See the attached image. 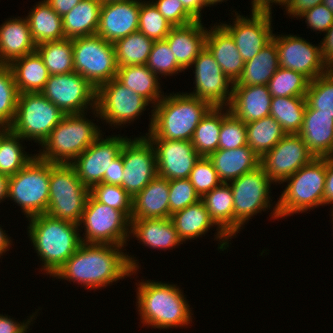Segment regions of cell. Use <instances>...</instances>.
<instances>
[{
    "label": "cell",
    "instance_id": "ba28073f",
    "mask_svg": "<svg viewBox=\"0 0 333 333\" xmlns=\"http://www.w3.org/2000/svg\"><path fill=\"white\" fill-rule=\"evenodd\" d=\"M49 202L46 214L80 223L90 189L77 177L71 164L50 162Z\"/></svg>",
    "mask_w": 333,
    "mask_h": 333
},
{
    "label": "cell",
    "instance_id": "8d00e7d4",
    "mask_svg": "<svg viewBox=\"0 0 333 333\" xmlns=\"http://www.w3.org/2000/svg\"><path fill=\"white\" fill-rule=\"evenodd\" d=\"M170 219L183 243L203 237L214 225L217 226L202 200L174 213Z\"/></svg>",
    "mask_w": 333,
    "mask_h": 333
},
{
    "label": "cell",
    "instance_id": "52a82bcc",
    "mask_svg": "<svg viewBox=\"0 0 333 333\" xmlns=\"http://www.w3.org/2000/svg\"><path fill=\"white\" fill-rule=\"evenodd\" d=\"M229 184L234 198V237L244 229V225L252 219L251 217L262 211L266 212V209H272L270 213L272 219H279L277 203L273 206L272 202L271 205L273 201L270 196L271 185L274 183L261 165Z\"/></svg>",
    "mask_w": 333,
    "mask_h": 333
},
{
    "label": "cell",
    "instance_id": "5bb4252c",
    "mask_svg": "<svg viewBox=\"0 0 333 333\" xmlns=\"http://www.w3.org/2000/svg\"><path fill=\"white\" fill-rule=\"evenodd\" d=\"M41 93L65 115L96 108V89L77 72L49 75Z\"/></svg>",
    "mask_w": 333,
    "mask_h": 333
},
{
    "label": "cell",
    "instance_id": "db71d44e",
    "mask_svg": "<svg viewBox=\"0 0 333 333\" xmlns=\"http://www.w3.org/2000/svg\"><path fill=\"white\" fill-rule=\"evenodd\" d=\"M151 2L173 27L185 26L196 21L179 0H152Z\"/></svg>",
    "mask_w": 333,
    "mask_h": 333
},
{
    "label": "cell",
    "instance_id": "7a4b0ae2",
    "mask_svg": "<svg viewBox=\"0 0 333 333\" xmlns=\"http://www.w3.org/2000/svg\"><path fill=\"white\" fill-rule=\"evenodd\" d=\"M136 287L135 306L143 326L164 330L192 324L189 301L177 284L144 279Z\"/></svg>",
    "mask_w": 333,
    "mask_h": 333
},
{
    "label": "cell",
    "instance_id": "003e7915",
    "mask_svg": "<svg viewBox=\"0 0 333 333\" xmlns=\"http://www.w3.org/2000/svg\"><path fill=\"white\" fill-rule=\"evenodd\" d=\"M8 176L0 174V204L7 199Z\"/></svg>",
    "mask_w": 333,
    "mask_h": 333
},
{
    "label": "cell",
    "instance_id": "4316f807",
    "mask_svg": "<svg viewBox=\"0 0 333 333\" xmlns=\"http://www.w3.org/2000/svg\"><path fill=\"white\" fill-rule=\"evenodd\" d=\"M36 46L26 17H10L0 25V64L9 65L34 52Z\"/></svg>",
    "mask_w": 333,
    "mask_h": 333
},
{
    "label": "cell",
    "instance_id": "f1b7e54d",
    "mask_svg": "<svg viewBox=\"0 0 333 333\" xmlns=\"http://www.w3.org/2000/svg\"><path fill=\"white\" fill-rule=\"evenodd\" d=\"M272 96L267 85L233 86L230 111L243 122L270 115Z\"/></svg>",
    "mask_w": 333,
    "mask_h": 333
},
{
    "label": "cell",
    "instance_id": "680465c9",
    "mask_svg": "<svg viewBox=\"0 0 333 333\" xmlns=\"http://www.w3.org/2000/svg\"><path fill=\"white\" fill-rule=\"evenodd\" d=\"M123 171H124V164L122 161V156L119 155L111 163V166L108 170V174H104L102 182L121 186L123 181Z\"/></svg>",
    "mask_w": 333,
    "mask_h": 333
},
{
    "label": "cell",
    "instance_id": "44dd1931",
    "mask_svg": "<svg viewBox=\"0 0 333 333\" xmlns=\"http://www.w3.org/2000/svg\"><path fill=\"white\" fill-rule=\"evenodd\" d=\"M154 147L157 175L167 180L188 179L201 157L191 141L146 137Z\"/></svg>",
    "mask_w": 333,
    "mask_h": 333
},
{
    "label": "cell",
    "instance_id": "1f68e13d",
    "mask_svg": "<svg viewBox=\"0 0 333 333\" xmlns=\"http://www.w3.org/2000/svg\"><path fill=\"white\" fill-rule=\"evenodd\" d=\"M19 94L41 92L49 78V72L35 50L9 64Z\"/></svg>",
    "mask_w": 333,
    "mask_h": 333
},
{
    "label": "cell",
    "instance_id": "d6986e66",
    "mask_svg": "<svg viewBox=\"0 0 333 333\" xmlns=\"http://www.w3.org/2000/svg\"><path fill=\"white\" fill-rule=\"evenodd\" d=\"M234 12V13H232ZM233 22L219 23L234 39L238 52L246 62L254 58L273 37L272 14L251 12V17L232 11Z\"/></svg>",
    "mask_w": 333,
    "mask_h": 333
},
{
    "label": "cell",
    "instance_id": "ac0fdd59",
    "mask_svg": "<svg viewBox=\"0 0 333 333\" xmlns=\"http://www.w3.org/2000/svg\"><path fill=\"white\" fill-rule=\"evenodd\" d=\"M102 134L71 165L77 177L87 188L101 183L104 174H108L111 163L120 155L124 143L129 139L120 134L105 136Z\"/></svg>",
    "mask_w": 333,
    "mask_h": 333
},
{
    "label": "cell",
    "instance_id": "f907efd6",
    "mask_svg": "<svg viewBox=\"0 0 333 333\" xmlns=\"http://www.w3.org/2000/svg\"><path fill=\"white\" fill-rule=\"evenodd\" d=\"M247 145L246 123L231 111L223 118L218 149H235Z\"/></svg>",
    "mask_w": 333,
    "mask_h": 333
},
{
    "label": "cell",
    "instance_id": "e7e4bbea",
    "mask_svg": "<svg viewBox=\"0 0 333 333\" xmlns=\"http://www.w3.org/2000/svg\"><path fill=\"white\" fill-rule=\"evenodd\" d=\"M184 9L196 20L202 21V9H204V0H179Z\"/></svg>",
    "mask_w": 333,
    "mask_h": 333
},
{
    "label": "cell",
    "instance_id": "3957f363",
    "mask_svg": "<svg viewBox=\"0 0 333 333\" xmlns=\"http://www.w3.org/2000/svg\"><path fill=\"white\" fill-rule=\"evenodd\" d=\"M28 221V238L42 261L40 271L52 277L82 244L79 225L47 214Z\"/></svg>",
    "mask_w": 333,
    "mask_h": 333
},
{
    "label": "cell",
    "instance_id": "a7ac6f4b",
    "mask_svg": "<svg viewBox=\"0 0 333 333\" xmlns=\"http://www.w3.org/2000/svg\"><path fill=\"white\" fill-rule=\"evenodd\" d=\"M11 132V128L9 126H0V146L3 142V139Z\"/></svg>",
    "mask_w": 333,
    "mask_h": 333
},
{
    "label": "cell",
    "instance_id": "f35d334b",
    "mask_svg": "<svg viewBox=\"0 0 333 333\" xmlns=\"http://www.w3.org/2000/svg\"><path fill=\"white\" fill-rule=\"evenodd\" d=\"M247 145L262 158L285 135L280 123L271 115L246 123Z\"/></svg>",
    "mask_w": 333,
    "mask_h": 333
},
{
    "label": "cell",
    "instance_id": "94428289",
    "mask_svg": "<svg viewBox=\"0 0 333 333\" xmlns=\"http://www.w3.org/2000/svg\"><path fill=\"white\" fill-rule=\"evenodd\" d=\"M322 38L321 49L325 62L331 68L333 66V25L327 30Z\"/></svg>",
    "mask_w": 333,
    "mask_h": 333
},
{
    "label": "cell",
    "instance_id": "91938a15",
    "mask_svg": "<svg viewBox=\"0 0 333 333\" xmlns=\"http://www.w3.org/2000/svg\"><path fill=\"white\" fill-rule=\"evenodd\" d=\"M329 204H333V155L326 156V178L323 192V206H329Z\"/></svg>",
    "mask_w": 333,
    "mask_h": 333
},
{
    "label": "cell",
    "instance_id": "753ad0ef",
    "mask_svg": "<svg viewBox=\"0 0 333 333\" xmlns=\"http://www.w3.org/2000/svg\"><path fill=\"white\" fill-rule=\"evenodd\" d=\"M331 209H332V210H331V212H330V213H331V215H330V216H332V217H333V206H332V208H331ZM331 219H332L331 221L333 222V218H331ZM332 224H333V223H332Z\"/></svg>",
    "mask_w": 333,
    "mask_h": 333
},
{
    "label": "cell",
    "instance_id": "f5cc1de1",
    "mask_svg": "<svg viewBox=\"0 0 333 333\" xmlns=\"http://www.w3.org/2000/svg\"><path fill=\"white\" fill-rule=\"evenodd\" d=\"M199 200L201 198L189 179L169 180V207L171 215Z\"/></svg>",
    "mask_w": 333,
    "mask_h": 333
},
{
    "label": "cell",
    "instance_id": "bcb514c9",
    "mask_svg": "<svg viewBox=\"0 0 333 333\" xmlns=\"http://www.w3.org/2000/svg\"><path fill=\"white\" fill-rule=\"evenodd\" d=\"M18 90L9 65L0 64V126H11L14 121Z\"/></svg>",
    "mask_w": 333,
    "mask_h": 333
},
{
    "label": "cell",
    "instance_id": "ab89813d",
    "mask_svg": "<svg viewBox=\"0 0 333 333\" xmlns=\"http://www.w3.org/2000/svg\"><path fill=\"white\" fill-rule=\"evenodd\" d=\"M49 75L74 72L73 40L64 38L36 46Z\"/></svg>",
    "mask_w": 333,
    "mask_h": 333
},
{
    "label": "cell",
    "instance_id": "e575fe53",
    "mask_svg": "<svg viewBox=\"0 0 333 333\" xmlns=\"http://www.w3.org/2000/svg\"><path fill=\"white\" fill-rule=\"evenodd\" d=\"M116 78L129 89L145 98L154 107L164 96L160 78L147 65L118 67ZM163 91V92H162ZM163 93V94H162Z\"/></svg>",
    "mask_w": 333,
    "mask_h": 333
},
{
    "label": "cell",
    "instance_id": "6125c7cd",
    "mask_svg": "<svg viewBox=\"0 0 333 333\" xmlns=\"http://www.w3.org/2000/svg\"><path fill=\"white\" fill-rule=\"evenodd\" d=\"M289 0H252L251 12L272 13V5L277 4L285 7Z\"/></svg>",
    "mask_w": 333,
    "mask_h": 333
},
{
    "label": "cell",
    "instance_id": "7c38bea8",
    "mask_svg": "<svg viewBox=\"0 0 333 333\" xmlns=\"http://www.w3.org/2000/svg\"><path fill=\"white\" fill-rule=\"evenodd\" d=\"M72 40L75 72L87 79L95 89L117 76L118 66L112 42L97 34Z\"/></svg>",
    "mask_w": 333,
    "mask_h": 333
},
{
    "label": "cell",
    "instance_id": "89a4df30",
    "mask_svg": "<svg viewBox=\"0 0 333 333\" xmlns=\"http://www.w3.org/2000/svg\"><path fill=\"white\" fill-rule=\"evenodd\" d=\"M224 1L225 0H204V6H205V8L211 7V6L217 5L218 3L221 4ZM226 1H228V0H226Z\"/></svg>",
    "mask_w": 333,
    "mask_h": 333
},
{
    "label": "cell",
    "instance_id": "681fc988",
    "mask_svg": "<svg viewBox=\"0 0 333 333\" xmlns=\"http://www.w3.org/2000/svg\"><path fill=\"white\" fill-rule=\"evenodd\" d=\"M90 194L98 202L122 211L131 220L132 197L121 186L101 182L90 189Z\"/></svg>",
    "mask_w": 333,
    "mask_h": 333
},
{
    "label": "cell",
    "instance_id": "4fadbf2b",
    "mask_svg": "<svg viewBox=\"0 0 333 333\" xmlns=\"http://www.w3.org/2000/svg\"><path fill=\"white\" fill-rule=\"evenodd\" d=\"M150 105L115 77L96 89V108L91 112L105 124L119 128L136 121Z\"/></svg>",
    "mask_w": 333,
    "mask_h": 333
},
{
    "label": "cell",
    "instance_id": "f546056e",
    "mask_svg": "<svg viewBox=\"0 0 333 333\" xmlns=\"http://www.w3.org/2000/svg\"><path fill=\"white\" fill-rule=\"evenodd\" d=\"M298 134L315 157L333 155L332 115L317 113V109L306 108L302 128Z\"/></svg>",
    "mask_w": 333,
    "mask_h": 333
},
{
    "label": "cell",
    "instance_id": "2e32d148",
    "mask_svg": "<svg viewBox=\"0 0 333 333\" xmlns=\"http://www.w3.org/2000/svg\"><path fill=\"white\" fill-rule=\"evenodd\" d=\"M120 155L124 164L121 187L133 198L157 176L155 150L143 135L130 137Z\"/></svg>",
    "mask_w": 333,
    "mask_h": 333
},
{
    "label": "cell",
    "instance_id": "9c48e42d",
    "mask_svg": "<svg viewBox=\"0 0 333 333\" xmlns=\"http://www.w3.org/2000/svg\"><path fill=\"white\" fill-rule=\"evenodd\" d=\"M50 162L34 157L8 178L7 199L20 206L25 218L46 214L49 202Z\"/></svg>",
    "mask_w": 333,
    "mask_h": 333
},
{
    "label": "cell",
    "instance_id": "ffe728a7",
    "mask_svg": "<svg viewBox=\"0 0 333 333\" xmlns=\"http://www.w3.org/2000/svg\"><path fill=\"white\" fill-rule=\"evenodd\" d=\"M314 157L299 134H286L261 158L260 165L274 185H281Z\"/></svg>",
    "mask_w": 333,
    "mask_h": 333
},
{
    "label": "cell",
    "instance_id": "9f6ffc18",
    "mask_svg": "<svg viewBox=\"0 0 333 333\" xmlns=\"http://www.w3.org/2000/svg\"><path fill=\"white\" fill-rule=\"evenodd\" d=\"M32 313L27 321L18 322L13 317L11 318L8 314H0V333H27L30 329V325L33 324V321L36 320L35 317L37 313ZM28 329V331H27Z\"/></svg>",
    "mask_w": 333,
    "mask_h": 333
},
{
    "label": "cell",
    "instance_id": "d4e9b609",
    "mask_svg": "<svg viewBox=\"0 0 333 333\" xmlns=\"http://www.w3.org/2000/svg\"><path fill=\"white\" fill-rule=\"evenodd\" d=\"M210 27L207 29L205 47L224 74L235 83L242 74L245 61L238 52L232 36L219 23L216 22Z\"/></svg>",
    "mask_w": 333,
    "mask_h": 333
},
{
    "label": "cell",
    "instance_id": "f6af8a7d",
    "mask_svg": "<svg viewBox=\"0 0 333 333\" xmlns=\"http://www.w3.org/2000/svg\"><path fill=\"white\" fill-rule=\"evenodd\" d=\"M305 99L306 108L317 109V113H325L333 117V71L331 69L309 82Z\"/></svg>",
    "mask_w": 333,
    "mask_h": 333
},
{
    "label": "cell",
    "instance_id": "7402d4cb",
    "mask_svg": "<svg viewBox=\"0 0 333 333\" xmlns=\"http://www.w3.org/2000/svg\"><path fill=\"white\" fill-rule=\"evenodd\" d=\"M141 0H126L102 4L97 35L108 42L138 31Z\"/></svg>",
    "mask_w": 333,
    "mask_h": 333
},
{
    "label": "cell",
    "instance_id": "30bf717a",
    "mask_svg": "<svg viewBox=\"0 0 333 333\" xmlns=\"http://www.w3.org/2000/svg\"><path fill=\"white\" fill-rule=\"evenodd\" d=\"M65 114L41 92L18 95L16 114L10 128L23 140L41 145Z\"/></svg>",
    "mask_w": 333,
    "mask_h": 333
},
{
    "label": "cell",
    "instance_id": "60d3db41",
    "mask_svg": "<svg viewBox=\"0 0 333 333\" xmlns=\"http://www.w3.org/2000/svg\"><path fill=\"white\" fill-rule=\"evenodd\" d=\"M154 42L140 31L116 40L113 45L117 66L146 65Z\"/></svg>",
    "mask_w": 333,
    "mask_h": 333
},
{
    "label": "cell",
    "instance_id": "8c879c8a",
    "mask_svg": "<svg viewBox=\"0 0 333 333\" xmlns=\"http://www.w3.org/2000/svg\"><path fill=\"white\" fill-rule=\"evenodd\" d=\"M102 4L108 3V2H117V1H126V0H99Z\"/></svg>",
    "mask_w": 333,
    "mask_h": 333
},
{
    "label": "cell",
    "instance_id": "e0dca14e",
    "mask_svg": "<svg viewBox=\"0 0 333 333\" xmlns=\"http://www.w3.org/2000/svg\"><path fill=\"white\" fill-rule=\"evenodd\" d=\"M192 67L195 87L193 92L187 94L207 101L212 107H229L234 83L224 74L206 47L193 61Z\"/></svg>",
    "mask_w": 333,
    "mask_h": 333
},
{
    "label": "cell",
    "instance_id": "2644e50d",
    "mask_svg": "<svg viewBox=\"0 0 333 333\" xmlns=\"http://www.w3.org/2000/svg\"><path fill=\"white\" fill-rule=\"evenodd\" d=\"M323 4L333 13V0H323Z\"/></svg>",
    "mask_w": 333,
    "mask_h": 333
},
{
    "label": "cell",
    "instance_id": "ee69618b",
    "mask_svg": "<svg viewBox=\"0 0 333 333\" xmlns=\"http://www.w3.org/2000/svg\"><path fill=\"white\" fill-rule=\"evenodd\" d=\"M309 82L302 73L279 67L267 86L272 97H305Z\"/></svg>",
    "mask_w": 333,
    "mask_h": 333
},
{
    "label": "cell",
    "instance_id": "d6a6232c",
    "mask_svg": "<svg viewBox=\"0 0 333 333\" xmlns=\"http://www.w3.org/2000/svg\"><path fill=\"white\" fill-rule=\"evenodd\" d=\"M102 3L82 0L69 13L62 16L65 38L74 39L97 33Z\"/></svg>",
    "mask_w": 333,
    "mask_h": 333
},
{
    "label": "cell",
    "instance_id": "c3c4849f",
    "mask_svg": "<svg viewBox=\"0 0 333 333\" xmlns=\"http://www.w3.org/2000/svg\"><path fill=\"white\" fill-rule=\"evenodd\" d=\"M146 65L160 79L162 76L166 78V76H173L182 71L184 72L177 64L176 57L166 40L154 42Z\"/></svg>",
    "mask_w": 333,
    "mask_h": 333
},
{
    "label": "cell",
    "instance_id": "4dcf8cb0",
    "mask_svg": "<svg viewBox=\"0 0 333 333\" xmlns=\"http://www.w3.org/2000/svg\"><path fill=\"white\" fill-rule=\"evenodd\" d=\"M222 183H229L260 166L261 158L248 146L218 149L208 156Z\"/></svg>",
    "mask_w": 333,
    "mask_h": 333
},
{
    "label": "cell",
    "instance_id": "9a60e30c",
    "mask_svg": "<svg viewBox=\"0 0 333 333\" xmlns=\"http://www.w3.org/2000/svg\"><path fill=\"white\" fill-rule=\"evenodd\" d=\"M297 35L273 34L279 67L302 73L310 81L327 73L330 67L323 59L321 43L316 46Z\"/></svg>",
    "mask_w": 333,
    "mask_h": 333
},
{
    "label": "cell",
    "instance_id": "cb8c5ba5",
    "mask_svg": "<svg viewBox=\"0 0 333 333\" xmlns=\"http://www.w3.org/2000/svg\"><path fill=\"white\" fill-rule=\"evenodd\" d=\"M207 29L202 21L170 29L165 38L174 53L177 64L185 71L191 68L193 61L205 48Z\"/></svg>",
    "mask_w": 333,
    "mask_h": 333
},
{
    "label": "cell",
    "instance_id": "836d02e7",
    "mask_svg": "<svg viewBox=\"0 0 333 333\" xmlns=\"http://www.w3.org/2000/svg\"><path fill=\"white\" fill-rule=\"evenodd\" d=\"M26 16L36 45L65 38L62 17L45 1H38Z\"/></svg>",
    "mask_w": 333,
    "mask_h": 333
},
{
    "label": "cell",
    "instance_id": "603a6c76",
    "mask_svg": "<svg viewBox=\"0 0 333 333\" xmlns=\"http://www.w3.org/2000/svg\"><path fill=\"white\" fill-rule=\"evenodd\" d=\"M201 200L209 212L210 218L217 225L214 240L219 241L218 251L227 250L231 238H234V198L230 184L221 183L205 194Z\"/></svg>",
    "mask_w": 333,
    "mask_h": 333
},
{
    "label": "cell",
    "instance_id": "03108f58",
    "mask_svg": "<svg viewBox=\"0 0 333 333\" xmlns=\"http://www.w3.org/2000/svg\"><path fill=\"white\" fill-rule=\"evenodd\" d=\"M1 225V224H0ZM0 226V257L3 256L11 248L12 239L9 237L3 228Z\"/></svg>",
    "mask_w": 333,
    "mask_h": 333
},
{
    "label": "cell",
    "instance_id": "b9f144b4",
    "mask_svg": "<svg viewBox=\"0 0 333 333\" xmlns=\"http://www.w3.org/2000/svg\"><path fill=\"white\" fill-rule=\"evenodd\" d=\"M305 109V97H272L270 115L280 123L286 134H298Z\"/></svg>",
    "mask_w": 333,
    "mask_h": 333
},
{
    "label": "cell",
    "instance_id": "74e56055",
    "mask_svg": "<svg viewBox=\"0 0 333 333\" xmlns=\"http://www.w3.org/2000/svg\"><path fill=\"white\" fill-rule=\"evenodd\" d=\"M229 112V107H212L197 125L191 143L201 157L218 150L222 120Z\"/></svg>",
    "mask_w": 333,
    "mask_h": 333
},
{
    "label": "cell",
    "instance_id": "6f0895ef",
    "mask_svg": "<svg viewBox=\"0 0 333 333\" xmlns=\"http://www.w3.org/2000/svg\"><path fill=\"white\" fill-rule=\"evenodd\" d=\"M320 4L323 0H289L284 9L289 17L298 19L305 11Z\"/></svg>",
    "mask_w": 333,
    "mask_h": 333
},
{
    "label": "cell",
    "instance_id": "7dc6e473",
    "mask_svg": "<svg viewBox=\"0 0 333 333\" xmlns=\"http://www.w3.org/2000/svg\"><path fill=\"white\" fill-rule=\"evenodd\" d=\"M172 27L151 0H141L138 31L154 41H159L165 40Z\"/></svg>",
    "mask_w": 333,
    "mask_h": 333
},
{
    "label": "cell",
    "instance_id": "816d5d0a",
    "mask_svg": "<svg viewBox=\"0 0 333 333\" xmlns=\"http://www.w3.org/2000/svg\"><path fill=\"white\" fill-rule=\"evenodd\" d=\"M188 179L200 198L222 183L208 157L199 158Z\"/></svg>",
    "mask_w": 333,
    "mask_h": 333
},
{
    "label": "cell",
    "instance_id": "d590c367",
    "mask_svg": "<svg viewBox=\"0 0 333 333\" xmlns=\"http://www.w3.org/2000/svg\"><path fill=\"white\" fill-rule=\"evenodd\" d=\"M278 68L276 42L272 39L254 58L245 62L242 74L233 86L267 85Z\"/></svg>",
    "mask_w": 333,
    "mask_h": 333
},
{
    "label": "cell",
    "instance_id": "83f0119b",
    "mask_svg": "<svg viewBox=\"0 0 333 333\" xmlns=\"http://www.w3.org/2000/svg\"><path fill=\"white\" fill-rule=\"evenodd\" d=\"M130 236L145 247L161 251L183 244L170 218L131 220Z\"/></svg>",
    "mask_w": 333,
    "mask_h": 333
},
{
    "label": "cell",
    "instance_id": "5b68a950",
    "mask_svg": "<svg viewBox=\"0 0 333 333\" xmlns=\"http://www.w3.org/2000/svg\"><path fill=\"white\" fill-rule=\"evenodd\" d=\"M86 115L87 112L65 115L40 145L43 149L36 156L51 163L71 164L102 134L101 127Z\"/></svg>",
    "mask_w": 333,
    "mask_h": 333
},
{
    "label": "cell",
    "instance_id": "484cf974",
    "mask_svg": "<svg viewBox=\"0 0 333 333\" xmlns=\"http://www.w3.org/2000/svg\"><path fill=\"white\" fill-rule=\"evenodd\" d=\"M170 217L169 180L157 175L132 198L131 220Z\"/></svg>",
    "mask_w": 333,
    "mask_h": 333
},
{
    "label": "cell",
    "instance_id": "277c9868",
    "mask_svg": "<svg viewBox=\"0 0 333 333\" xmlns=\"http://www.w3.org/2000/svg\"><path fill=\"white\" fill-rule=\"evenodd\" d=\"M212 106L204 100L176 92L164 95L151 110L145 137L191 141L194 130Z\"/></svg>",
    "mask_w": 333,
    "mask_h": 333
},
{
    "label": "cell",
    "instance_id": "6da1fadb",
    "mask_svg": "<svg viewBox=\"0 0 333 333\" xmlns=\"http://www.w3.org/2000/svg\"><path fill=\"white\" fill-rule=\"evenodd\" d=\"M123 248L112 244L82 242L52 277L81 284L86 290L106 288L118 280L138 274L139 261L129 256Z\"/></svg>",
    "mask_w": 333,
    "mask_h": 333
},
{
    "label": "cell",
    "instance_id": "8992f818",
    "mask_svg": "<svg viewBox=\"0 0 333 333\" xmlns=\"http://www.w3.org/2000/svg\"><path fill=\"white\" fill-rule=\"evenodd\" d=\"M325 178L326 156L314 157L287 178L283 182L287 183L285 189L277 201L279 219L323 206Z\"/></svg>",
    "mask_w": 333,
    "mask_h": 333
},
{
    "label": "cell",
    "instance_id": "11a10c76",
    "mask_svg": "<svg viewBox=\"0 0 333 333\" xmlns=\"http://www.w3.org/2000/svg\"><path fill=\"white\" fill-rule=\"evenodd\" d=\"M299 17L304 18L307 28L316 33L325 34L333 25V13L324 4L310 8Z\"/></svg>",
    "mask_w": 333,
    "mask_h": 333
},
{
    "label": "cell",
    "instance_id": "7bdbcfd3",
    "mask_svg": "<svg viewBox=\"0 0 333 333\" xmlns=\"http://www.w3.org/2000/svg\"><path fill=\"white\" fill-rule=\"evenodd\" d=\"M23 141L12 131L3 139L0 146V174L10 177L34 159L35 154H27L24 150Z\"/></svg>",
    "mask_w": 333,
    "mask_h": 333
},
{
    "label": "cell",
    "instance_id": "8fae6325",
    "mask_svg": "<svg viewBox=\"0 0 333 333\" xmlns=\"http://www.w3.org/2000/svg\"><path fill=\"white\" fill-rule=\"evenodd\" d=\"M78 225L80 233L84 229V237H80L83 243L128 245L131 220L122 211L98 202L91 194Z\"/></svg>",
    "mask_w": 333,
    "mask_h": 333
},
{
    "label": "cell",
    "instance_id": "be15d7a7",
    "mask_svg": "<svg viewBox=\"0 0 333 333\" xmlns=\"http://www.w3.org/2000/svg\"><path fill=\"white\" fill-rule=\"evenodd\" d=\"M61 17L69 13L82 0H45Z\"/></svg>",
    "mask_w": 333,
    "mask_h": 333
}]
</instances>
